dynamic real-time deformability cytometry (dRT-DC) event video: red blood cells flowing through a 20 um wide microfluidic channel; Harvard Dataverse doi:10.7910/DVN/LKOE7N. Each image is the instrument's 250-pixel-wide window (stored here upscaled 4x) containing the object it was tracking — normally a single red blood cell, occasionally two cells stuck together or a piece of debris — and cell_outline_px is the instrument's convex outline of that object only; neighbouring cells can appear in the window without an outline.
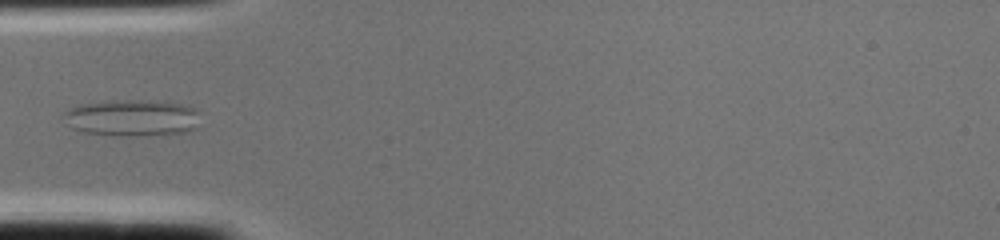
{"species": "common noctule bat (a hibernating species)", "species_latin": "Nyctalus noctula", "temperature_condition": "cold", "stored_images_in_passage": 2, "camera_frame_rate_fps": 3000, "um_per_image_px": 0.085, "animal": {"sex": "female", "body_mass_g": 22.0, "forearm_length_mm": 56.7}, "frame": {"image": 1, "passage_image": 2, "time_ms": 0.333, "image_size_px": [1000, 240], "cell_outline_px": [[196, 128], [184, 132], [136, 136], [120, 136], [80, 132], [72, 128], [60, 116], [68, 108], [80, 104], [116, 100], [164, 100], [188, 104], [196, 108]], "centroid_in_image_um": [11.18, 10.0], "position_along_channel_um": 73.8, "area_um2": 29.59}}